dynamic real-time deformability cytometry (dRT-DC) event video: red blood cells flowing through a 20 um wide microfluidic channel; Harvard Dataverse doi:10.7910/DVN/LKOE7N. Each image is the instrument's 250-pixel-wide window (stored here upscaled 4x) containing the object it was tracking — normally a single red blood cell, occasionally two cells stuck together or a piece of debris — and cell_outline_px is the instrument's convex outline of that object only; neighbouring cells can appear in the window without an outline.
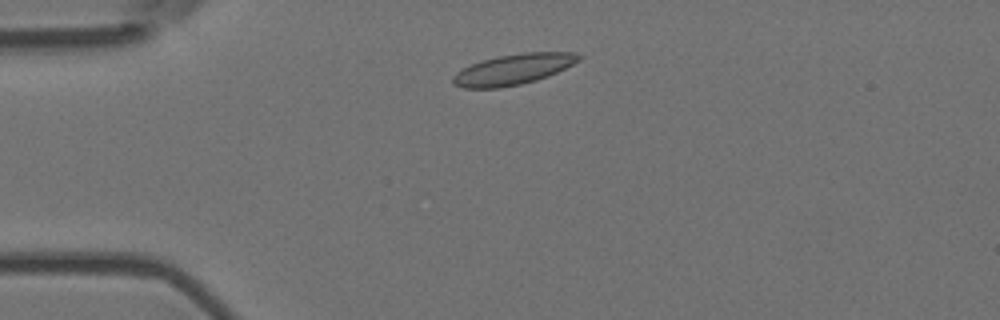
{"species": "Egyptian fruit bat (a non-hibernating species)", "species_latin": "Rousettus aegyptiacus", "temperature_condition": "room temperature", "stored_images_in_passage": 2, "camera_frame_rate_fps": 3000, "um_per_image_px": 0.085, "animal": {"sex": "female"}, "frame": {"image": 1, "passage_image": 1, "time_ms": 0.0, "image_size_px": [1000, 320], "cell_outline_px": [[584, 56], [580, 60], [548, 76], [536, 80], [520, 84], [500, 88], [464, 88], [452, 84], [452, 76], [456, 72], [472, 64], [484, 60], [500, 56], [524, 52], [576, 52]], "centroid_in_image_um": [43.64, 5.89], "position_along_channel_um": 41.4, "area_um2": 22.31}}